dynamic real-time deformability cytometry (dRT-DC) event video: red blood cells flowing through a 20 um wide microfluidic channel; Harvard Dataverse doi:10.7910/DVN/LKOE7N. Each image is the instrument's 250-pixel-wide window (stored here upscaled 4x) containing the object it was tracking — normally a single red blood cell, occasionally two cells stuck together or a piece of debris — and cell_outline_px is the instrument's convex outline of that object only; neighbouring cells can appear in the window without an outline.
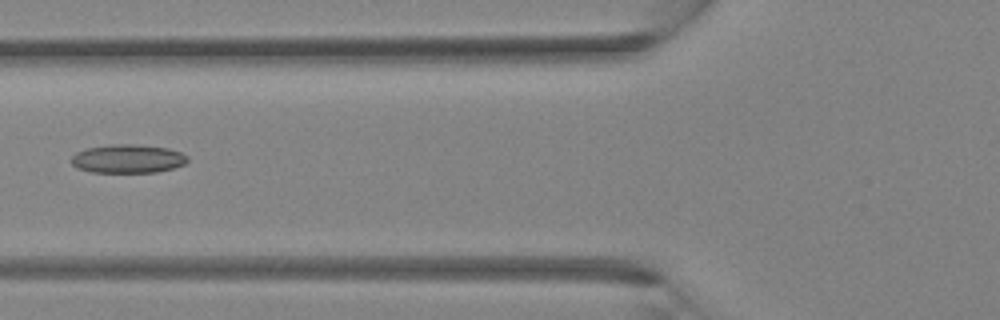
{"species": "Egyptian fruit bat (a non-hibernating species)", "species_latin": "Rousettus aegyptiacus", "temperature_condition": "room temperature", "stored_images_in_passage": 4, "camera_frame_rate_fps": 3000, "um_per_image_px": 0.085, "animal": {"sex": "female"}, "frame": {"image": 1, "passage_image": 4, "time_ms": 4.333, "image_size_px": [1000, 320], "cell_outline_px": [[188, 160], [184, 164], [172, 168], [156, 172], [92, 172], [76, 168], [72, 164], [72, 156], [76, 152], [88, 148], [112, 144], [136, 144], [168, 148], [180, 152], [188, 156]], "centroid_in_image_um": [10.86, 13.49], "position_along_channel_um": 114.9, "area_um2": 19.31}}